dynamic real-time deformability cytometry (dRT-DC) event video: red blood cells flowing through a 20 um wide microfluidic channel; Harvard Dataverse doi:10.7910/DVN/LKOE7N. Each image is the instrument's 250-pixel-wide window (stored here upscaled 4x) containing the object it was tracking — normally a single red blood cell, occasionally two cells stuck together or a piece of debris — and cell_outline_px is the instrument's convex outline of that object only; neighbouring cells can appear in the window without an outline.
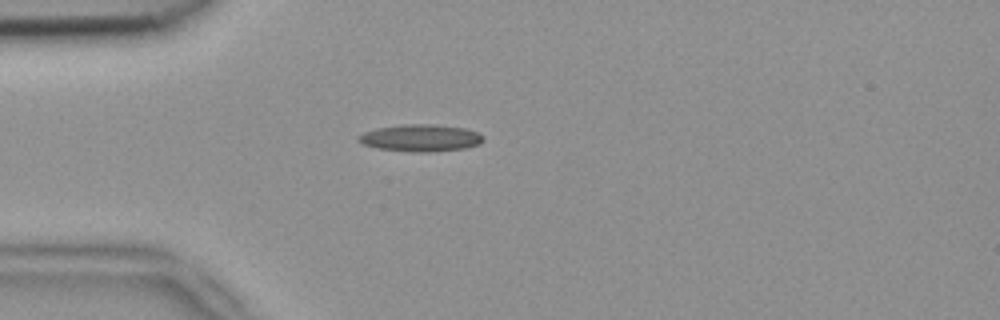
{"species": "common noctule bat (a hibernating species)", "species_latin": "Nyctalus noctula", "temperature_condition": "room temperature", "stored_images_in_passage": 2, "camera_frame_rate_fps": 3000, "um_per_image_px": 0.085, "animal": {"sex": "female", "body_mass_g": 18.4}, "frame": {"image": 1, "passage_image": 1, "time_ms": 0.0, "image_size_px": [1000, 320], "cell_outline_px": [[484, 140], [476, 144], [464, 148], [428, 152], [412, 152], [380, 148], [364, 144], [356, 140], [356, 136], [364, 132], [376, 128], [404, 124], [432, 124], [464, 128], [476, 132], [484, 136]], "centroid_in_image_um": [35.71, 11.72], "position_along_channel_um": 49.3, "area_um2": 19.48}}